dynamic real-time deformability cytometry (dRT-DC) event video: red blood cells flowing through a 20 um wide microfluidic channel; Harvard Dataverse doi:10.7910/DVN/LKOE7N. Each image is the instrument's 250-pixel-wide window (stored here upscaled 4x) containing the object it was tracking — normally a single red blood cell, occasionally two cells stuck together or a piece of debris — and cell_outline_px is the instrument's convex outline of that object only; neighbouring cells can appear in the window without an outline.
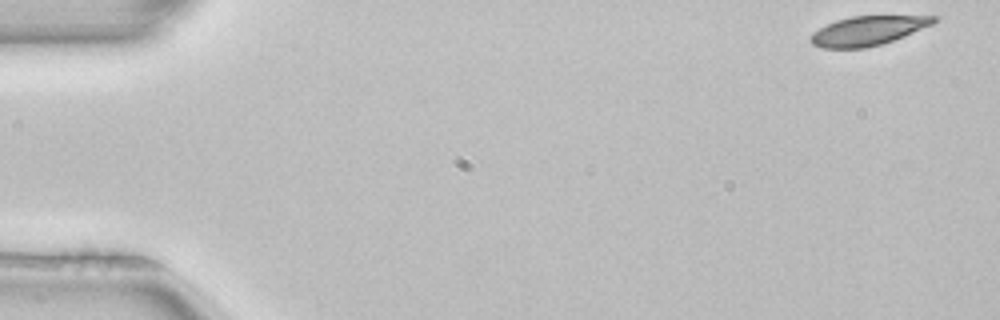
{"species": "common noctule bat (a hibernating species)", "species_latin": "Nyctalus noctula", "temperature_condition": "room temperature", "stored_images_in_passage": 5, "camera_frame_rate_fps": 3000, "um_per_image_px": 0.085, "animal": {"sex": "female", "body_mass_g": 22.7, "forearm_length_mm": 54.2}, "frame": {"image": 1, "passage_image": 1, "time_ms": 0.0, "image_size_px": [1000, 320], "cell_outline_px": [[940, 16], [932, 24], [904, 36], [868, 48], [824, 48], [812, 44], [808, 40], [812, 32], [836, 20], [852, 16]], "centroid_in_image_um": [73.73, 2.61], "position_along_channel_um": 11.3, "area_um2": 20.81}}
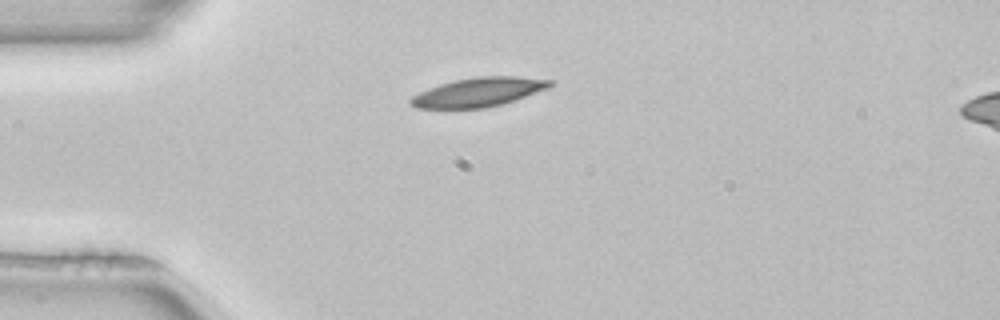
{"frame": {"image": 2, "passage_image": 4, "time_ms": 1.0, "image_size_px": [1000, 320], "cell_outline_px": [[556, 84], [548, 88], [516, 100], [488, 108], [416, 108], [408, 104], [408, 100], [412, 96], [428, 88], [440, 84], [456, 80], [476, 76], [516, 76], [556, 80]], "centroid_in_image_um": [40.71, 7.83], "position_along_channel_um": 44.3, "area_um2": 23.87}}
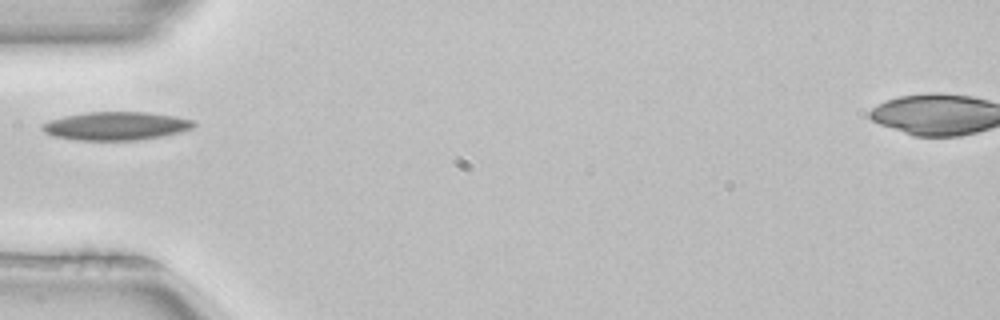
{"frame": {"image": 3, "passage_image": 5, "time_ms": 1.333, "image_size_px": [1000, 320], "cell_outline_px": [[196, 124], [192, 128], [180, 132], [160, 136], [136, 140], [76, 140], [52, 136], [44, 132], [40, 128], [40, 124], [48, 120], [64, 116], [88, 112], [148, 112], [176, 116], [196, 120]], "centroid_in_image_um": [9.83, 10.7], "position_along_channel_um": 75.2, "area_um2": 25.2}}